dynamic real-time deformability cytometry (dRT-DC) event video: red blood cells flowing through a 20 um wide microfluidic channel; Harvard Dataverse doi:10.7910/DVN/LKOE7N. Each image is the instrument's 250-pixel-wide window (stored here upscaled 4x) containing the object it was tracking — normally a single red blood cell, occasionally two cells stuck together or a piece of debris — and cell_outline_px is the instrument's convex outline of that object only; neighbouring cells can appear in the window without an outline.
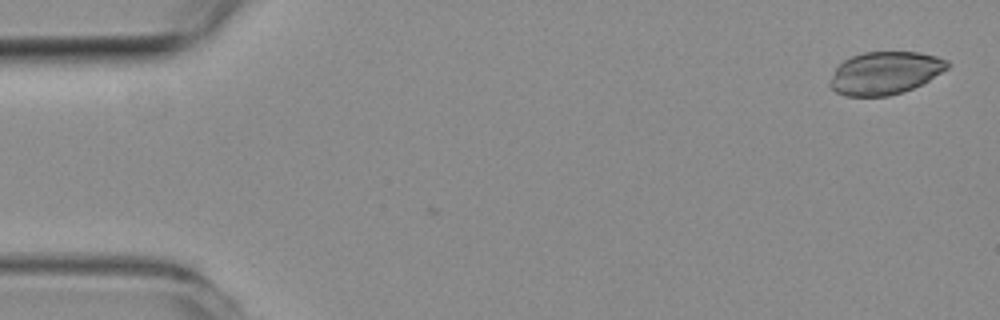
{"species": "common noctule bat (a hibernating species)", "species_latin": "Nyctalus noctula", "temperature_condition": "room temperature", "stored_images_in_passage": 6, "camera_frame_rate_fps": 3000, "um_per_image_px": 0.085, "animal": {"sex": "female", "body_mass_g": 19.3, "forearm_length_mm": 54.1}, "frame": {"image": 1, "passage_image": 6, "time_ms": 1.667, "image_size_px": [1000, 320], "cell_outline_px": [[948, 68], [928, 80], [904, 92], [888, 96], [844, 96], [836, 92], [828, 84], [836, 68], [844, 60], [852, 56], [864, 52], [916, 52], [936, 56], [948, 60]], "centroid_in_image_um": [75.2, 6.21], "position_along_channel_um": 9.8, "area_um2": 29.02}}